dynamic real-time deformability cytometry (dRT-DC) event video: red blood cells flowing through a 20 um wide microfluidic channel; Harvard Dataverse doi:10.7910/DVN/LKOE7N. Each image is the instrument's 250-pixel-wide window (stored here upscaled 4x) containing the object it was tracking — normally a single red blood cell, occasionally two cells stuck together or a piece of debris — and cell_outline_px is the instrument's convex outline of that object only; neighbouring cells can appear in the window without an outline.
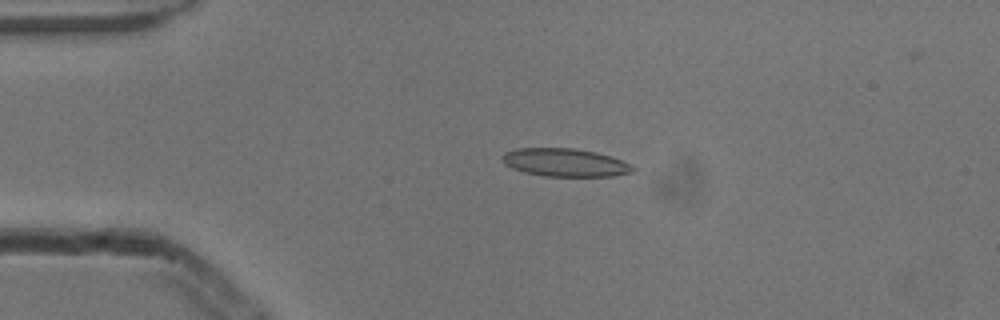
{"species": "common noctule bat (a hibernating species)", "species_latin": "Nyctalus noctula", "temperature_condition": "cold", "stored_images_in_passage": 52, "camera_frame_rate_fps": 3000, "um_per_image_px": 0.085, "animal": {"sex": "male", "body_mass_g": 13.3}, "frame": {"image": 1, "passage_image": 11, "time_ms": 3.333, "image_size_px": [1000, 320], "cell_outline_px": [[636, 168], [632, 172], [612, 176], [544, 176], [524, 172], [512, 168], [504, 164], [500, 156], [504, 152], [516, 148], [576, 148], [596, 152], [612, 156], [632, 164]], "centroid_in_image_um": [48.02, 13.8], "position_along_channel_um": 37.0, "area_um2": 21.62}}
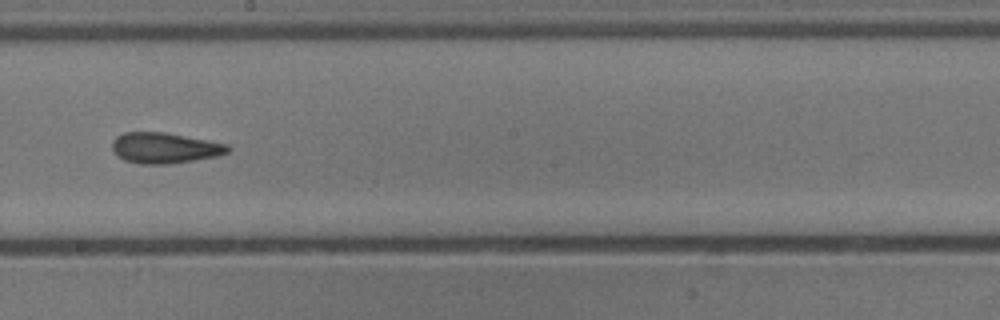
{"frame": {"image": 2, "passage_image": 29, "time_ms": 9.333, "image_size_px": [1000, 320], "cell_outline_px": [[232, 148], [228, 152], [216, 156], [168, 164], [140, 164], [124, 160], [116, 156], [112, 152], [112, 140], [116, 136], [124, 132], [164, 132], [208, 140], [228, 144]], "centroid_in_image_um": [13.95, 12.57], "position_along_channel_um": 234.2, "area_um2": 20.81}}
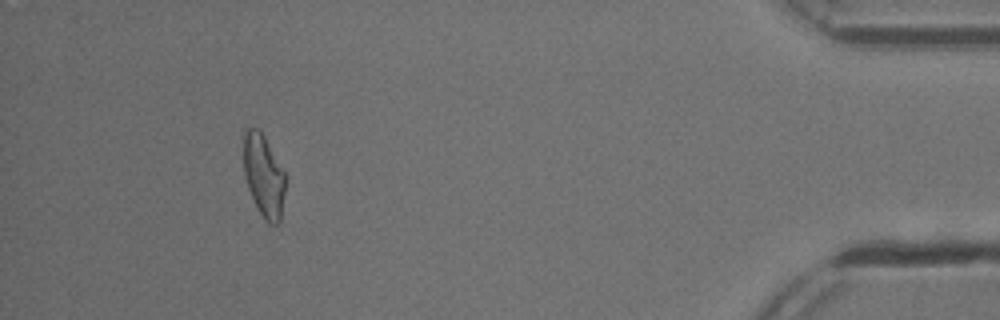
{"frame": {"image": 3, "passage_image": 48, "time_ms": 15.667, "image_size_px": [1000, 320], "cell_outline_px": [[284, 192], [280, 220], [276, 224], [268, 224], [264, 220], [248, 188], [244, 176], [244, 128], [260, 128], [284, 172]], "centroid_in_image_um": [22.39, 14.9], "position_along_channel_um": 412.8, "area_um2": 19.77}, "authors_computed_cell_mechanics": {"area_um2": 20.4323, "velocity_mm_per_s": 3.8465, "shape_relaxation_time_tau1_ms": 9.359, "shape_relaxation_time_tau2_ms": 2.7322, "deformation_change_tau1": 0.234, "deformation_change_tau2": 0.1206}}